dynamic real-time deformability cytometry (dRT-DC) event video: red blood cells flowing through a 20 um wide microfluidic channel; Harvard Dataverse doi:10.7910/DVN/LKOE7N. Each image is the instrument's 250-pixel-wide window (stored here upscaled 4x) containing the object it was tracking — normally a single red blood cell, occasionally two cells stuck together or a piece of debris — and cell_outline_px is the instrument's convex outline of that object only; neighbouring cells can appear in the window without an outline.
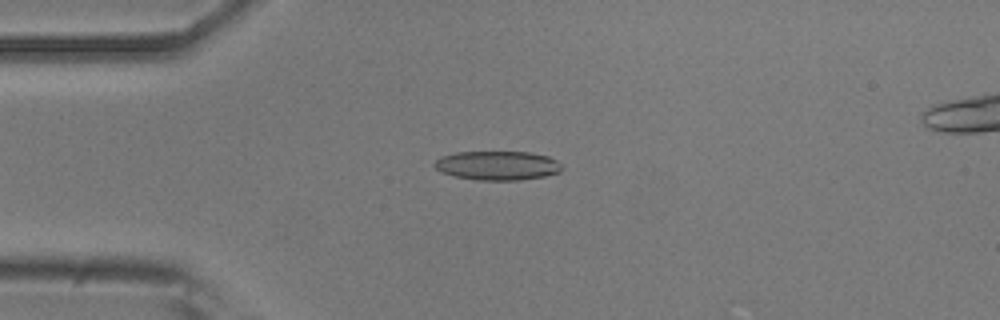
{"species": "common noctule bat (a hibernating species)", "species_latin": "Nyctalus noctula", "temperature_condition": "room temperature", "stored_images_in_passage": 24, "camera_frame_rate_fps": 3000, "um_per_image_px": 0.085, "animal": {"sex": "male", "body_mass_g": 20.5, "forearm_length_mm": 52.5}, "frame": {"image": 1, "passage_image": 2, "time_ms": 0.333, "image_size_px": [1000, 320], "cell_outline_px": [[560, 172], [544, 176], [520, 180], [476, 180], [452, 176], [436, 168], [432, 164], [440, 156], [456, 152], [528, 152], [548, 156], [556, 160], [560, 164]], "centroid_in_image_um": [42.25, 14.07], "position_along_channel_um": 42.8, "area_um2": 21.56}}
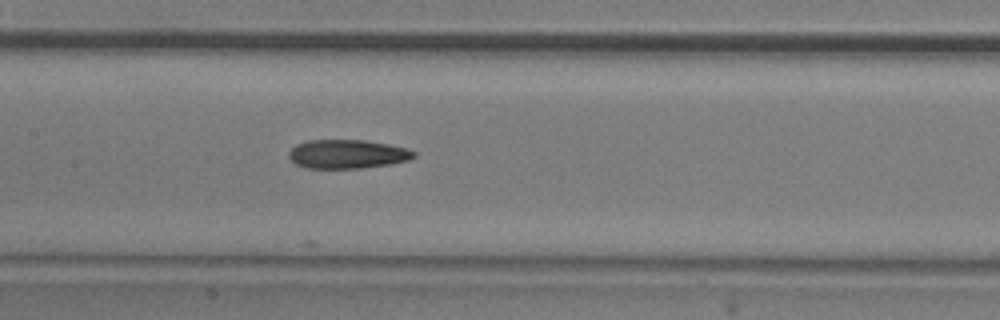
{"frame": {"image": 2, "passage_image": 14, "time_ms": 4.333, "image_size_px": [1000, 320], "cell_outline_px": [[416, 156], [408, 160], [388, 164], [360, 168], [308, 168], [296, 164], [288, 156], [288, 152], [296, 144], [308, 140], [364, 140], [388, 144], [408, 148], [416, 152]], "centroid_in_image_um": [29.52, 13.09], "position_along_channel_um": 177.9, "area_um2": 20.98}}
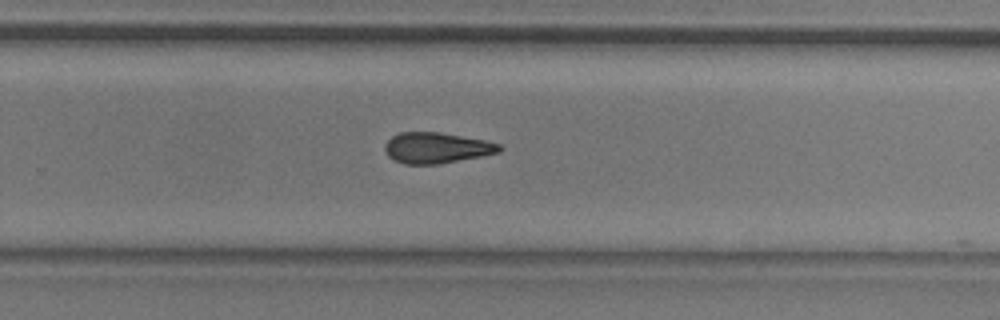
{"frame": {"image": 3, "passage_image": 23, "time_ms": 7.333, "image_size_px": [1000, 320], "cell_outline_px": [[504, 148], [500, 152], [480, 156], [436, 164], [404, 164], [388, 156], [384, 148], [384, 144], [392, 136], [400, 132], [440, 132], [484, 140], [500, 144]], "centroid_in_image_um": [37.1, 12.56], "position_along_channel_um": 292.7, "area_um2": 20.4}}